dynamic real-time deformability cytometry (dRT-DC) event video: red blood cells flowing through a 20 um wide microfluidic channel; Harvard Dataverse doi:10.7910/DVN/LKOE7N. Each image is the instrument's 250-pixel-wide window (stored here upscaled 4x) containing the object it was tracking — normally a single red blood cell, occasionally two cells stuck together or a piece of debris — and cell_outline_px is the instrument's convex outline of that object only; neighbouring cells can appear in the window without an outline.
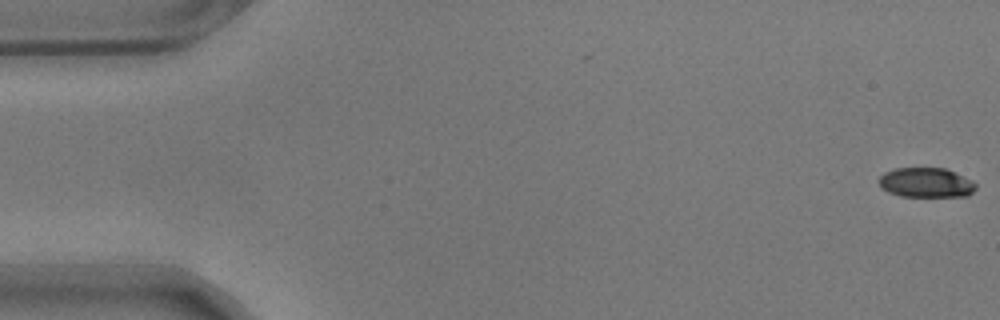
{"species": "common noctule bat (a hibernating species)", "species_latin": "Nyctalus noctula", "temperature_condition": "warm", "stored_images_in_passage": 57, "camera_frame_rate_fps": 3000, "um_per_image_px": 0.085, "animal": {"sex": "male", "body_mass_g": 17.9}, "frame": {"image": 1, "passage_image": 1, "time_ms": 0.0, "image_size_px": [1000, 320], "cell_outline_px": [[976, 188], [968, 196], [900, 196], [888, 192], [880, 188], [880, 176], [884, 172], [896, 168], [944, 168], [972, 180], [976, 184]], "centroid_in_image_um": [78.7, 15.52], "position_along_channel_um": 6.3, "area_um2": 16.7}}
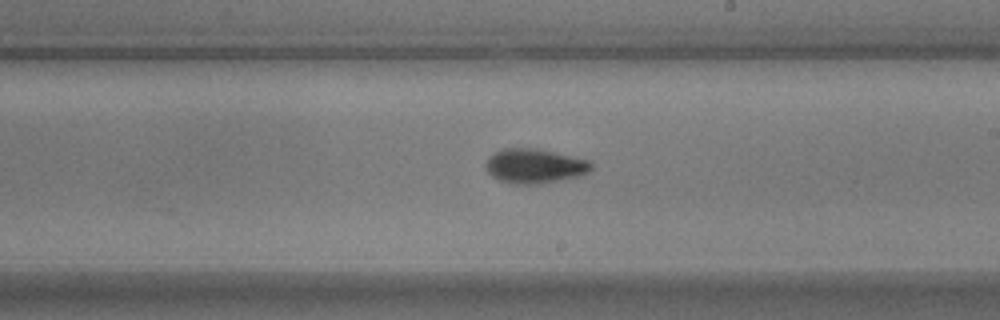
{"frame": {"image": 2, "passage_image": 33, "time_ms": 10.667, "image_size_px": [1000, 320], "cell_outline_px": [[592, 168], [588, 172], [580, 176], [544, 184], [512, 184], [500, 180], [492, 176], [488, 172], [484, 164], [488, 156], [504, 148], [536, 148], [588, 160], [592, 164]], "centroid_in_image_um": [45.43, 14.12], "position_along_channel_um": 243.6, "area_um2": 21.33}}
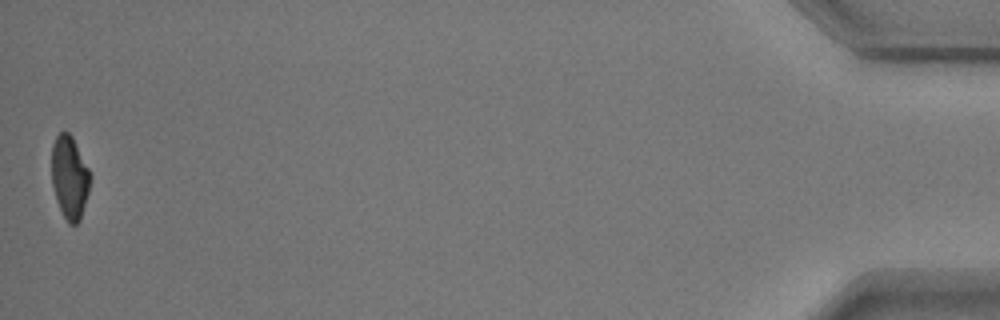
{"frame": {"image": 3, "passage_image": 57, "time_ms": 18.667, "image_size_px": [1000, 320], "cell_outline_px": [[92, 176], [88, 192], [80, 220], [76, 224], [68, 224], [56, 200], [52, 184], [52, 144], [56, 136], [60, 132], [68, 132], [72, 136]], "centroid_in_image_um": [5.91, 15.07], "position_along_channel_um": 429.3, "area_um2": 18.55}, "authors_computed_cell_mechanics": {"area_um2": 19.7676, "velocity_mm_per_s": 3.5332, "shape_relaxation_time_tau1_ms": 3.7219, "shape_relaxation_time_tau2_ms": 2.2271, "deformation_change_tau1": 0.1518, "deformation_change_tau2": 0.0737}}